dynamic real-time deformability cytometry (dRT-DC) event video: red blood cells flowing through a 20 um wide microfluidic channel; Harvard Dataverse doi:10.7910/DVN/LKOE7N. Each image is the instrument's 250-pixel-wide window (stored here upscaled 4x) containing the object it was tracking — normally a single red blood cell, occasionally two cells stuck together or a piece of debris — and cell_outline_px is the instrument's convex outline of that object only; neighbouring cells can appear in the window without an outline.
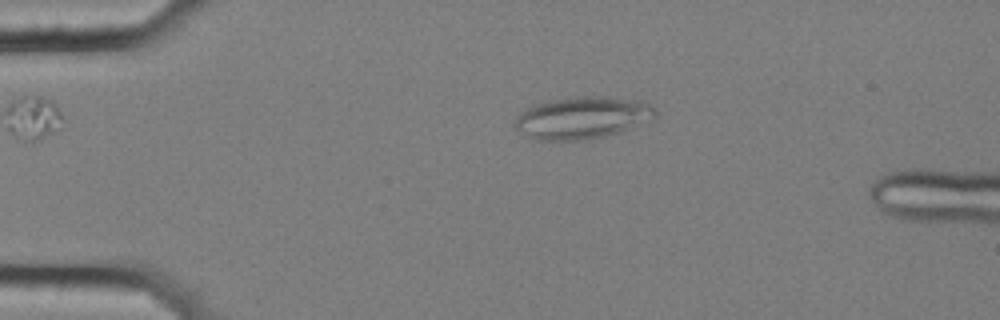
{"species": "common noctule bat (a hibernating species)", "species_latin": "Nyctalus noctula", "temperature_condition": "cold", "stored_images_in_passage": 18, "camera_frame_rate_fps": 3000, "um_per_image_px": 0.085, "animal": {"sex": "female", "body_mass_g": 25.1}, "frame": {"image": 1, "passage_image": 13, "time_ms": 4.0, "image_size_px": [1000, 320], "cell_outline_px": [[656, 116], [652, 120], [604, 136], [584, 140], [536, 140], [528, 136], [516, 128], [512, 124], [516, 116], [524, 108], [536, 104], [552, 100], [576, 96], [608, 96], [640, 100], [656, 108]], "centroid_in_image_um": [49.48, 9.99], "position_along_channel_um": 35.5, "area_um2": 34.56}}